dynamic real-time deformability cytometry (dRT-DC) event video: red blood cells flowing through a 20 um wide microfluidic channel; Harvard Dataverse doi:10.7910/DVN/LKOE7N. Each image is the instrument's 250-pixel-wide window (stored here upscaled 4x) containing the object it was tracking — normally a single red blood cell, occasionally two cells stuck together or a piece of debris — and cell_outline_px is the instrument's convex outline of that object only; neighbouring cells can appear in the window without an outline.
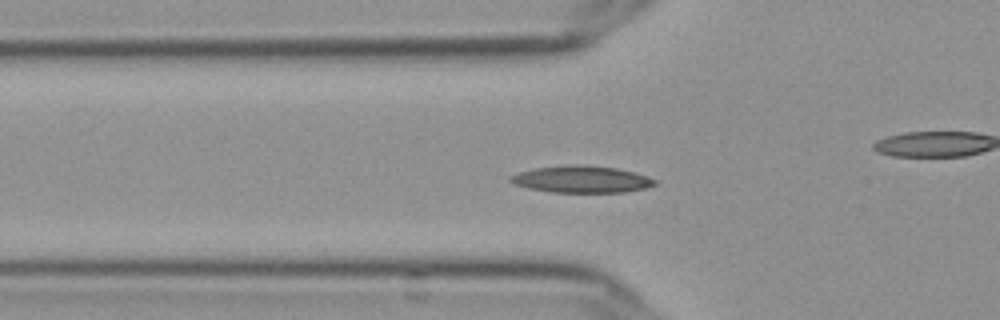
{"species": "Egyptian fruit bat (a non-hibernating species)", "species_latin": "Rousettus aegyptiacus", "temperature_condition": "cold", "stored_images_in_passage": 51, "camera_frame_rate_fps": 3000, "um_per_image_px": 0.085, "frame": {"image": 1, "passage_image": 13, "time_ms": 4.0, "image_size_px": [1000, 320], "cell_outline_px": [[656, 184], [648, 188], [624, 192], [552, 192], [528, 188], [512, 184], [508, 180], [508, 176], [520, 172], [536, 168], [572, 164], [576, 164], [616, 168], [648, 176], [656, 180]], "centroid_in_image_um": [49.41, 15.24], "position_along_channel_um": 76.4, "area_um2": 22.6}}
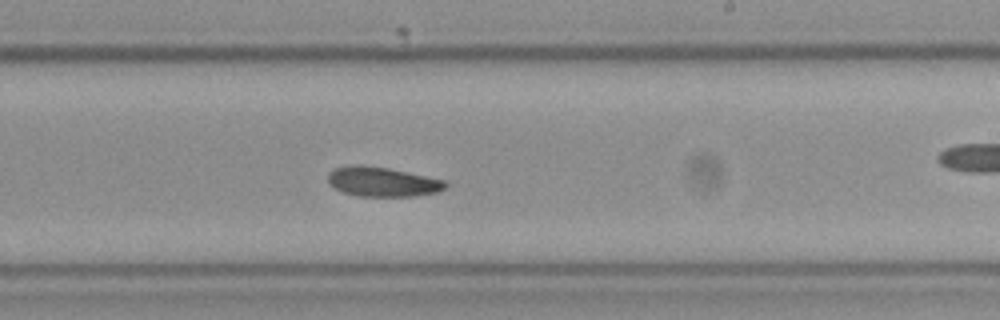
{"frame": {"image": 2, "passage_image": 28, "time_ms": 9.0, "image_size_px": [1000, 320], "cell_outline_px": [[448, 184], [440, 192], [416, 196], [356, 196], [332, 188], [328, 184], [328, 172], [332, 168], [352, 164], [388, 168], [444, 180]], "centroid_in_image_um": [32.45, 15.45], "position_along_channel_um": 256.5, "area_um2": 20.4}}
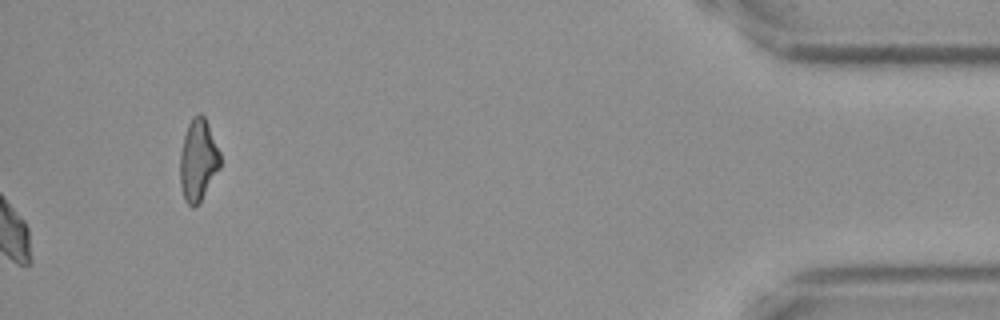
{"frame": {"image": 3, "passage_image": 51, "time_ms": 16.667, "image_size_px": [1000, 320], "cell_outline_px": [[220, 168], [200, 200], [192, 208], [184, 200], [180, 184], [180, 152], [184, 136], [188, 124], [192, 116], [200, 112], [204, 116], [208, 124], [220, 152]], "centroid_in_image_um": [16.83, 13.58], "position_along_channel_um": 418.4, "area_um2": 19.02}}